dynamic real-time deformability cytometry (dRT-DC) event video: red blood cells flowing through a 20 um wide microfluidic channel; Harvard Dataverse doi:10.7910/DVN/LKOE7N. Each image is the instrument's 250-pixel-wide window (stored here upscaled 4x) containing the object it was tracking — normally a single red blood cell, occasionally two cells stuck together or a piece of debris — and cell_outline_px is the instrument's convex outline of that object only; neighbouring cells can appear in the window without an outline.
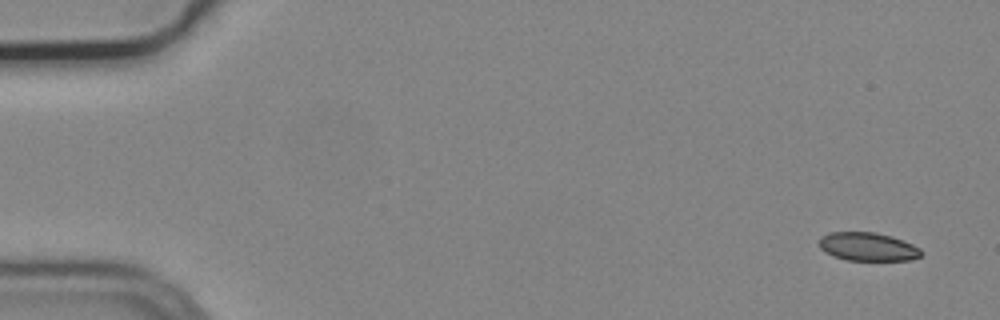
{"species": "common noctule bat (a hibernating species)", "species_latin": "Nyctalus noctula", "temperature_condition": "cold", "stored_images_in_passage": 5, "camera_frame_rate_fps": 3000, "um_per_image_px": 0.085, "animal": {"sex": "male", "body_mass_g": 19.2, "forearm_length_mm": 51.8}, "frame": {"image": 1, "passage_image": 1, "time_ms": 0.0, "image_size_px": [1000, 320], "cell_outline_px": [[924, 252], [920, 256], [912, 260], [848, 260], [832, 256], [824, 252], [820, 248], [820, 236], [832, 232], [876, 232], [892, 236], [912, 244], [920, 248]], "centroid_in_image_um": [73.77, 20.97], "position_along_channel_um": 11.2, "area_um2": 16.99}}